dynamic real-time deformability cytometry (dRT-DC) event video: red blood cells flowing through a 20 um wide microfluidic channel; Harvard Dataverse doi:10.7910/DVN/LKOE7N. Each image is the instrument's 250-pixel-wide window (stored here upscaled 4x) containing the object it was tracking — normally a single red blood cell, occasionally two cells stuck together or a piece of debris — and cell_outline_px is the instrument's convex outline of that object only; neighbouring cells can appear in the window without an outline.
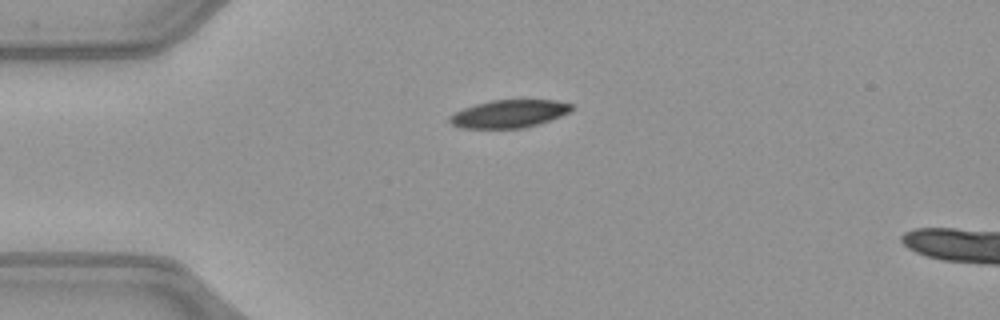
{"species": "common noctule bat (a hibernating species)", "species_latin": "Nyctalus noctula", "temperature_condition": "warm", "stored_images_in_passage": 39, "camera_frame_rate_fps": 3000, "um_per_image_px": 0.085, "animal": {"sex": "female", "body_mass_g": 21.9}, "frame": {"image": 1, "passage_image": 1, "time_ms": 0.0, "image_size_px": [1000, 320], "cell_outline_px": [[572, 108], [568, 112], [560, 116], [540, 124], [524, 128], [460, 128], [452, 124], [448, 120], [448, 116], [464, 108], [476, 104], [492, 100], [556, 100], [572, 104]], "centroid_in_image_um": [43.26, 9.68], "position_along_channel_um": 41.7, "area_um2": 19.71}}
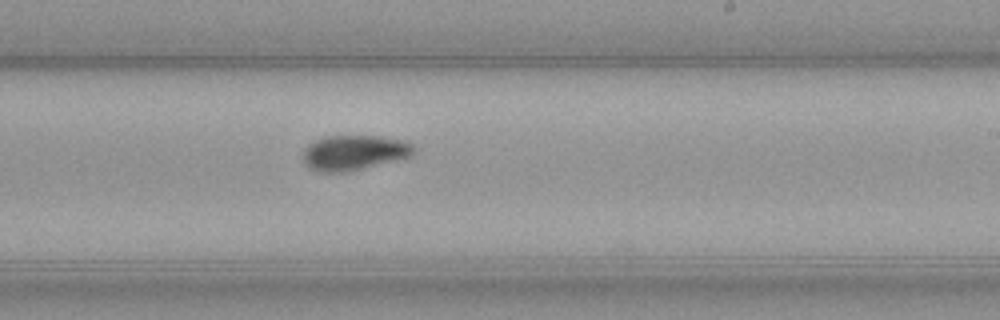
{"frame": {"image": 2, "passage_image": 19, "time_ms": 6.0, "image_size_px": [1000, 320], "cell_outline_px": [[416, 148], [408, 156], [348, 172], [320, 172], [308, 168], [304, 164], [304, 148], [308, 144], [316, 140], [328, 136], [380, 136], [400, 140], [412, 144]], "centroid_in_image_um": [30.03, 12.97], "position_along_channel_um": 259.0, "area_um2": 22.25}}
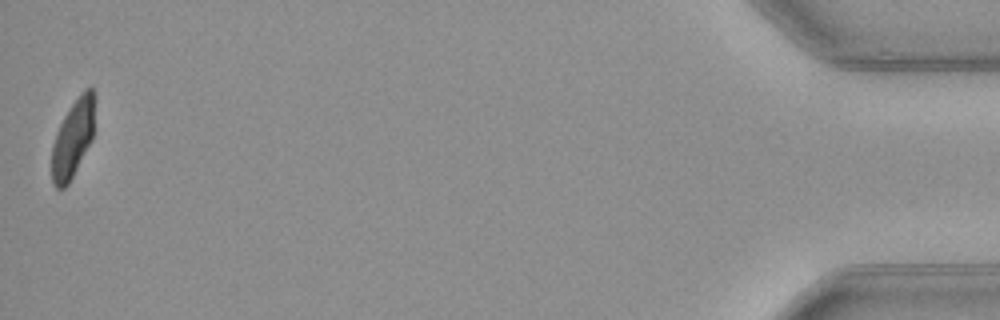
{"frame": {"image": 3, "passage_image": 39, "time_ms": 12.667, "image_size_px": [1000, 320], "cell_outline_px": [[92, 140], [68, 184], [64, 188], [56, 188], [52, 184], [52, 144], [56, 132], [64, 116], [72, 104], [84, 88], [92, 88]], "centroid_in_image_um": [6.14, 11.84], "position_along_channel_um": 429.1, "area_um2": 18.79}, "authors_computed_cell_mechanics": {"area_um2": 21.8484, "velocity_mm_per_s": 4.0458, "shape_relaxation_time_tau1_ms": 3.1523, "shape_relaxation_time_tau2_ms": 2.5204, "deformation_change_tau1": 0.1403, "deformation_change_tau2": 0.0525}}